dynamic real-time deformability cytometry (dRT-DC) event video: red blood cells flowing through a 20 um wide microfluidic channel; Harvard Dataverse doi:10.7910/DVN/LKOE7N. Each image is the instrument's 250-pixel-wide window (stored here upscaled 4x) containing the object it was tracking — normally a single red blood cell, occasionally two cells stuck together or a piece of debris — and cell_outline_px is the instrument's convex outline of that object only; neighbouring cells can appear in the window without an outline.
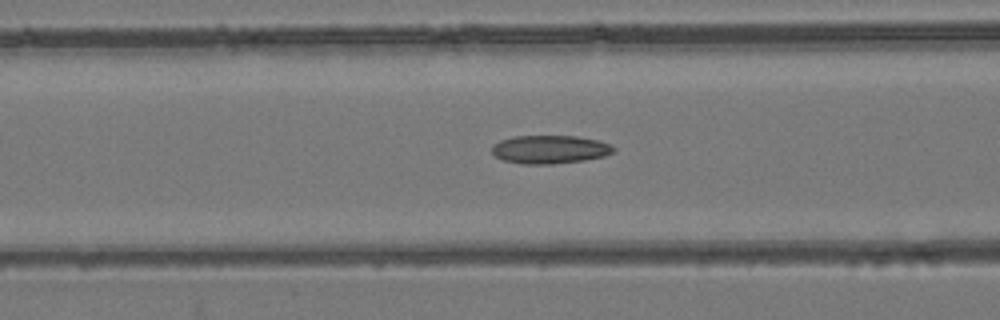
{"species": "common noctule bat (a hibernating species)", "species_latin": "Nyctalus noctula", "temperature_condition": "room temperature", "stored_images_in_passage": 36, "camera_frame_rate_fps": 3000, "um_per_image_px": 0.085, "animal": {"sex": "female", "body_mass_g": 24.6, "forearm_length_mm": 56.2}, "frame": {"image": 1, "passage_image": 11, "time_ms": 3.333, "image_size_px": [1000, 320], "cell_outline_px": [[616, 152], [604, 156], [584, 160], [552, 164], [520, 164], [504, 160], [496, 156], [492, 152], [492, 144], [500, 140], [512, 136], [576, 136], [596, 140], [612, 144], [616, 148]], "centroid_in_image_um": [46.75, 12.7], "position_along_channel_um": 119.8, "area_um2": 20.23}}
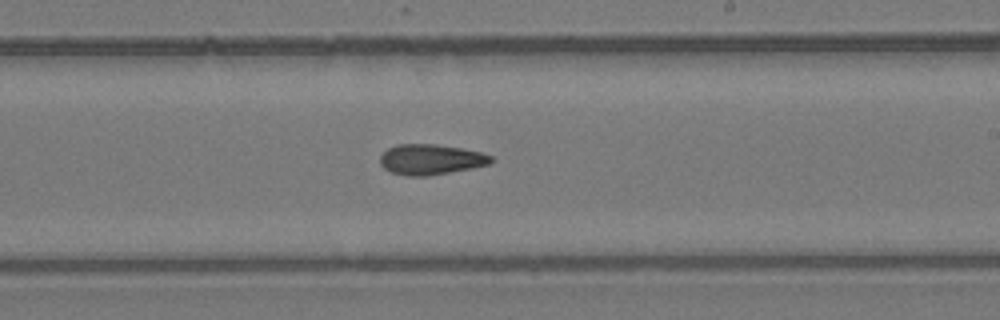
{"frame": {"image": 2, "passage_image": 21, "time_ms": 6.667, "image_size_px": [1000, 320], "cell_outline_px": [[496, 160], [492, 164], [472, 168], [428, 176], [408, 176], [392, 172], [384, 168], [380, 164], [380, 156], [388, 148], [396, 144], [436, 144], [460, 148], [480, 152], [492, 156]], "centroid_in_image_um": [36.64, 13.55], "position_along_channel_um": 252.4, "area_um2": 19.77}}
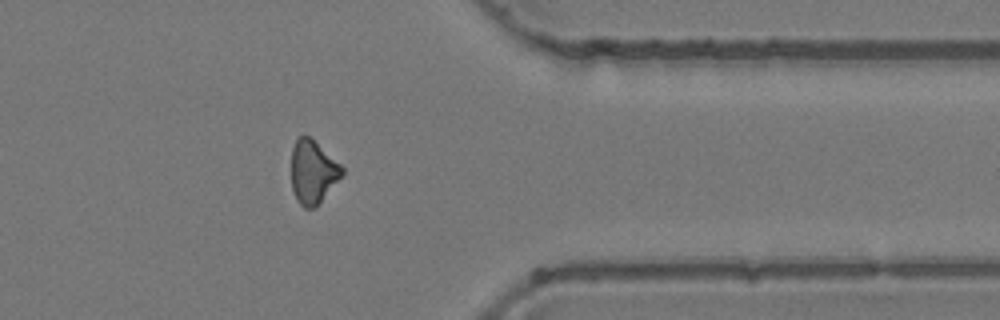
{"frame": {"image": 3, "passage_image": 32, "time_ms": 10.333, "image_size_px": [1000, 320], "cell_outline_px": [[344, 172], [316, 208], [304, 208], [300, 204], [292, 188], [292, 148], [296, 140], [304, 132], [340, 164], [344, 168]], "centroid_in_image_um": [26.59, 14.61], "position_along_channel_um": 384.8, "area_um2": 18.44}, "authors_computed_cell_mechanics": {"area_um2": 19.4786, "velocity_mm_per_s": 3.9738, "shape_relaxation_time_tau1_ms": null, "shape_relaxation_time_tau2_ms": 4.5897, "deformation_change_tau1": null, "deformation_change_tau2": 0.127}}